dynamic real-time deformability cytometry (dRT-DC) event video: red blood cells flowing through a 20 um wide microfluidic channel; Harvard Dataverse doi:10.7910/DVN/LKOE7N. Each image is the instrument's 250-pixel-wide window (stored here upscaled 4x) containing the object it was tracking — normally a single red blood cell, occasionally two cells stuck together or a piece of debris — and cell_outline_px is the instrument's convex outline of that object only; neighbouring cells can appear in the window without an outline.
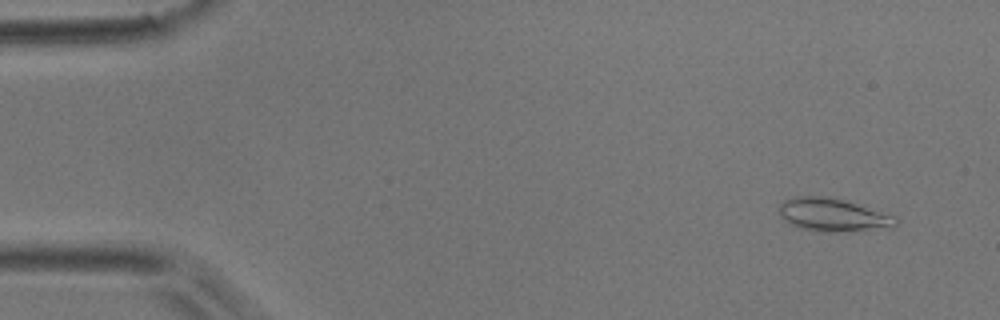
{"species": "common noctule bat (a hibernating species)", "species_latin": "Nyctalus noctula", "temperature_condition": "room temperature", "stored_images_in_passage": 10, "camera_frame_rate_fps": 3000, "um_per_image_px": 0.085, "animal": {"sex": "male", "body_mass_g": 17.9}, "frame": {"image": 1, "passage_image": 2, "time_ms": 0.333, "image_size_px": [1000, 320], "cell_outline_px": [[900, 220], [892, 228], [836, 232], [824, 232], [796, 228], [780, 216], [780, 204], [784, 200], [796, 196], [820, 196], [840, 200], [896, 216]], "centroid_in_image_um": [70.79, 18.3], "position_along_channel_um": 14.2, "area_um2": 22.25}}